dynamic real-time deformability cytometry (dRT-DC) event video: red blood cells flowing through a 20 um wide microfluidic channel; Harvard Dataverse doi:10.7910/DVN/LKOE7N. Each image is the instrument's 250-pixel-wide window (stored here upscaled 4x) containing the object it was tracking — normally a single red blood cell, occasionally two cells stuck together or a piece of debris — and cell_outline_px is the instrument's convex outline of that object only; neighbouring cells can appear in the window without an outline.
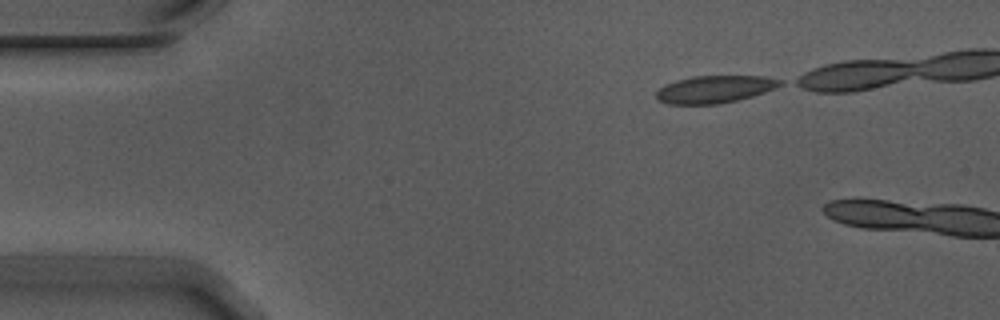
{"species": "Egyptian fruit bat (a non-hibernating species)", "species_latin": "Rousettus aegyptiacus", "temperature_condition": "warm", "stored_images_in_passage": 27, "camera_frame_rate_fps": 3000, "um_per_image_px": 0.085, "animal": {"sex": "male"}, "frame": {"image": 1, "passage_image": 1, "time_ms": 0.0, "image_size_px": [1000, 320], "cell_outline_px": [[784, 84], [764, 92], [752, 96], [720, 104], [668, 104], [656, 100], [656, 92], [664, 84], [676, 80], [692, 76], [764, 76], [784, 80]], "centroid_in_image_um": [60.74, 7.58], "position_along_channel_um": 24.3, "area_um2": 19.88}}
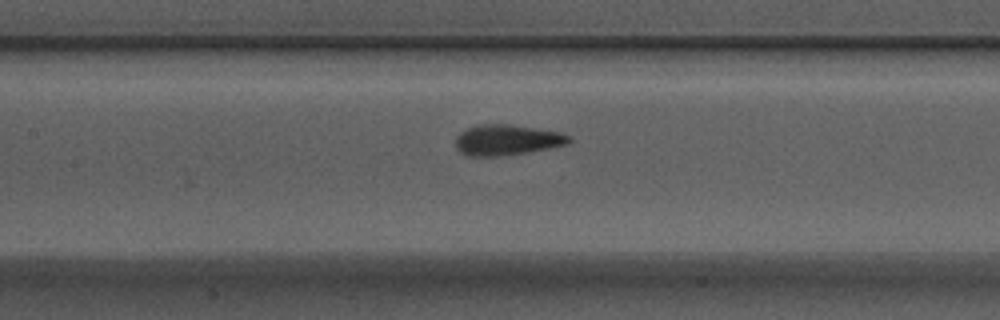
{"frame": {"image": 2, "passage_image": 18, "time_ms": 5.667, "image_size_px": [1000, 320], "cell_outline_px": [[572, 140], [568, 144], [528, 152], [500, 156], [468, 156], [460, 152], [456, 148], [456, 136], [460, 132], [468, 128], [484, 124], [508, 124], [560, 132], [572, 136]], "centroid_in_image_um": [43.1, 11.9], "position_along_channel_um": 164.3, "area_um2": 20.17}}
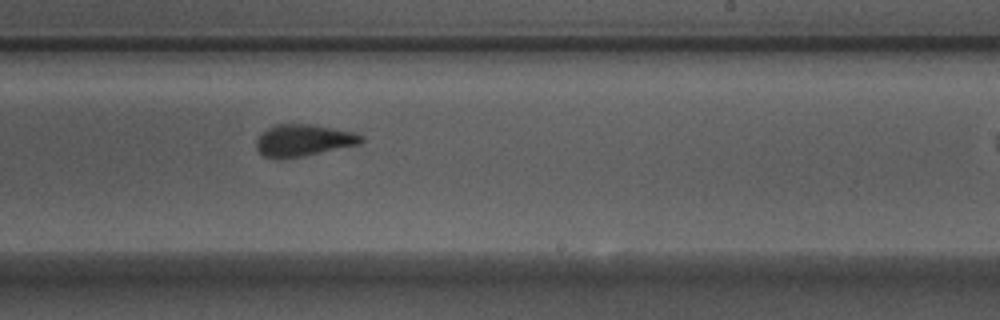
{"frame": {"image": 3, "passage_image": 26, "time_ms": 8.333, "image_size_px": [1000, 320], "cell_outline_px": [[364, 140], [360, 144], [304, 156], [280, 160], [264, 156], [256, 148], [256, 140], [268, 128], [276, 124], [308, 124], [352, 132], [364, 136]], "centroid_in_image_um": [25.78, 11.95], "position_along_channel_um": 263.2, "area_um2": 19.36}}